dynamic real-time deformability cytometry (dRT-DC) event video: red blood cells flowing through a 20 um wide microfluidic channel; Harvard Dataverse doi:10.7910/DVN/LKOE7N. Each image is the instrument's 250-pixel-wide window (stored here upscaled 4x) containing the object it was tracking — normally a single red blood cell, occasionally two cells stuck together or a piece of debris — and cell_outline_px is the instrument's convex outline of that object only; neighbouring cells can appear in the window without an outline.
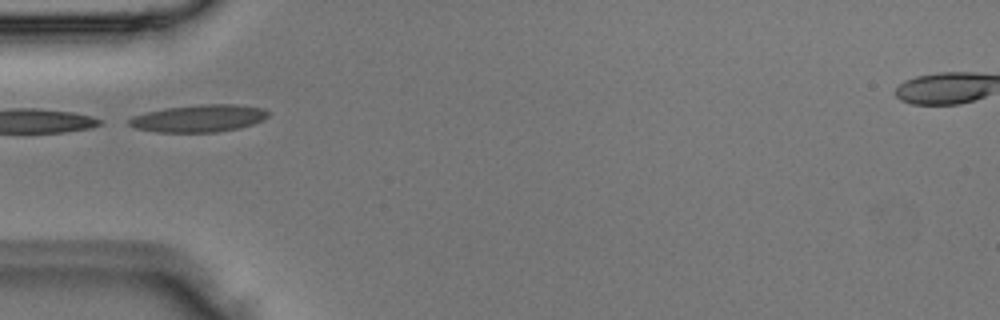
{"species": "Egyptian fruit bat (a non-hibernating species)", "species_latin": "Rousettus aegyptiacus", "temperature_condition": "room temperature", "stored_images_in_passage": 1, "camera_frame_rate_fps": 3000, "um_per_image_px": 0.085, "animal": {"sex": "male"}, "frame": {"image": 1, "passage_image": 1, "time_ms": 0.0, "image_size_px": [1000, 320], "cell_outline_px": [[268, 116], [264, 120], [240, 128], [216, 132], [156, 132], [136, 128], [128, 124], [128, 120], [132, 116], [148, 112], [168, 108], [204, 104], [232, 104], [264, 108], [268, 112]], "centroid_in_image_um": [16.93, 10.06], "position_along_channel_um": 68.1, "area_um2": 21.96}}